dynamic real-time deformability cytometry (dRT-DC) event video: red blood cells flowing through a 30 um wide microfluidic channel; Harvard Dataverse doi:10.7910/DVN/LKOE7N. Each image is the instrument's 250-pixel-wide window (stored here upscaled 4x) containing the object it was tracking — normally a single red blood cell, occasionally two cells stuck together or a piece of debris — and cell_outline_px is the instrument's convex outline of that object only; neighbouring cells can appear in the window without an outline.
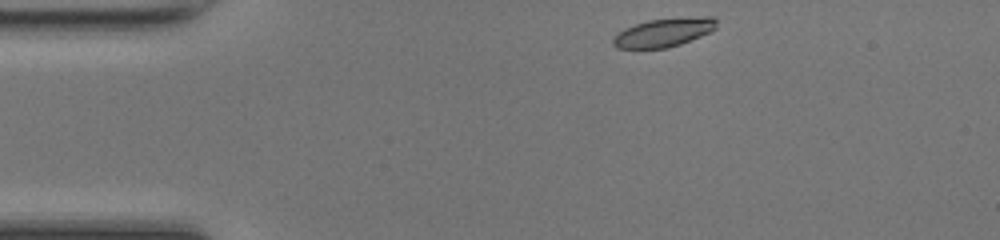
{"species": "common noctule bat (a hibernating species)", "species_latin": "Nyctalus noctula", "temperature_condition": "room temperature", "stored_images_in_passage": 41, "camera_frame_rate_fps": 3000, "um_per_image_px": 0.085, "animal": {"sex": "female", "body_mass_g": 17.0, "forearm_length_mm": 48.0}, "frame": {"image": 1, "passage_image": 1, "time_ms": 0.0, "image_size_px": [1000, 240], "cell_outline_px": [[716, 28], [700, 36], [680, 44], [664, 48], [616, 48], [612, 44], [612, 40], [624, 28], [648, 20], [704, 16], [712, 16], [716, 20]], "centroid_in_image_um": [56.42, 2.76], "position_along_channel_um": 28.6, "area_um2": 16.94}}
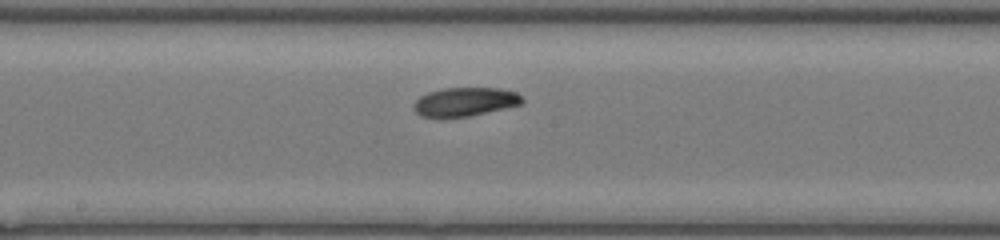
{"frame": {"image": 2, "passage_image": 18, "time_ms": 5.667, "image_size_px": [1000, 240], "cell_outline_px": [[524, 100], [520, 104], [504, 108], [468, 116], [420, 116], [416, 112], [416, 100], [420, 96], [428, 92], [444, 88], [500, 88], [516, 92]], "centroid_in_image_um": [39.55, 8.63], "position_along_channel_um": 208.7, "area_um2": 17.63}}
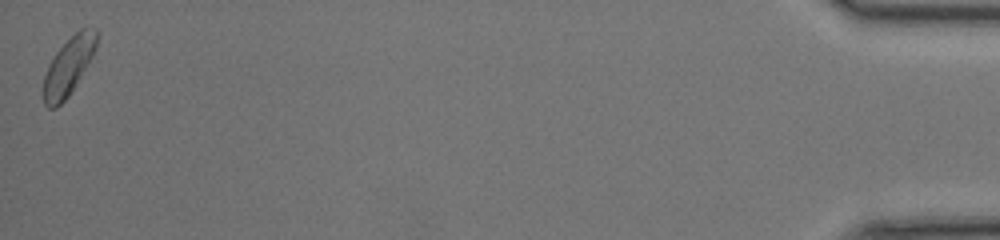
{"frame": {"image": 3, "passage_image": 41, "time_ms": 13.333, "image_size_px": [1000, 240], "cell_outline_px": [[96, 48], [92, 56], [68, 96], [56, 108], [48, 108], [44, 104], [44, 76], [56, 52], [80, 28], [96, 28]], "centroid_in_image_um": [5.82, 5.64], "position_along_channel_um": 429.4, "area_um2": 17.11}, "authors_computed_cell_mechanics": {"area_um2": 17.8024, "velocity_mm_per_s": 4.2321, "shape_relaxation_time_tau1_ms": 2.4409, "shape_relaxation_time_tau2_ms": null, "deformation_change_tau1": 0.0928, "deformation_change_tau2": null}}